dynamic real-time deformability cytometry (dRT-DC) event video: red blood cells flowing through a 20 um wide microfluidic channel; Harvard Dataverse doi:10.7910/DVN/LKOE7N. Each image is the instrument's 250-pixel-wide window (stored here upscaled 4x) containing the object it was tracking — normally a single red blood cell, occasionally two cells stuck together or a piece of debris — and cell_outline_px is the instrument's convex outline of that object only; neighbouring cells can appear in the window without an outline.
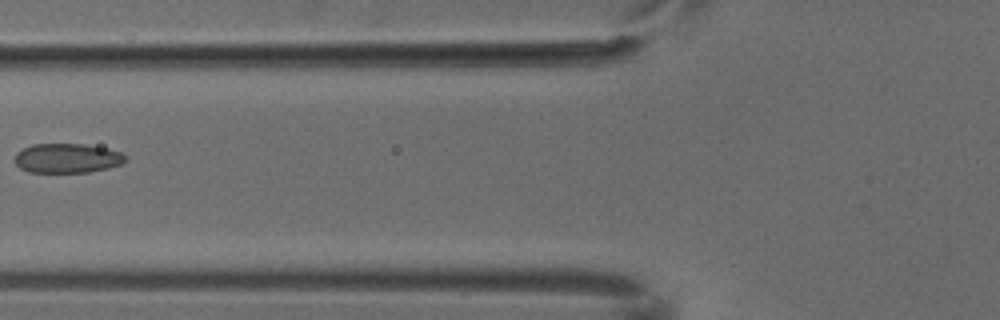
{"species": "common noctule bat (a hibernating species)", "species_latin": "Nyctalus noctula", "temperature_condition": "cold", "stored_images_in_passage": 7, "camera_frame_rate_fps": 3000, "um_per_image_px": 0.085, "animal": {"sex": "male", "body_mass_g": 18.8}, "frame": {"image": 1, "passage_image": 6, "time_ms": 1.667, "image_size_px": [1000, 320], "cell_outline_px": [[128, 160], [120, 164], [108, 168], [88, 172], [28, 172], [20, 168], [16, 164], [16, 152], [32, 144], [84, 144], [104, 148], [120, 152]], "centroid_in_image_um": [5.69, 13.45], "position_along_channel_um": 120.1, "area_um2": 18.84}}
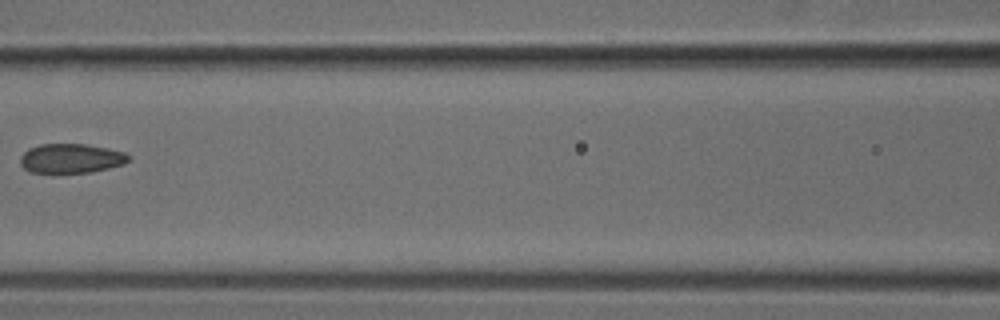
{"frame": {"image": 2, "passage_image": 7, "time_ms": 2.0, "image_size_px": [1000, 320], "cell_outline_px": [[132, 160], [124, 164], [92, 172], [56, 176], [52, 176], [28, 172], [20, 164], [20, 156], [28, 148], [40, 144], [88, 144], [108, 148], [124, 152], [132, 156]], "centroid_in_image_um": [6.01, 13.52], "position_along_channel_um": 160.6, "area_um2": 19.71}}